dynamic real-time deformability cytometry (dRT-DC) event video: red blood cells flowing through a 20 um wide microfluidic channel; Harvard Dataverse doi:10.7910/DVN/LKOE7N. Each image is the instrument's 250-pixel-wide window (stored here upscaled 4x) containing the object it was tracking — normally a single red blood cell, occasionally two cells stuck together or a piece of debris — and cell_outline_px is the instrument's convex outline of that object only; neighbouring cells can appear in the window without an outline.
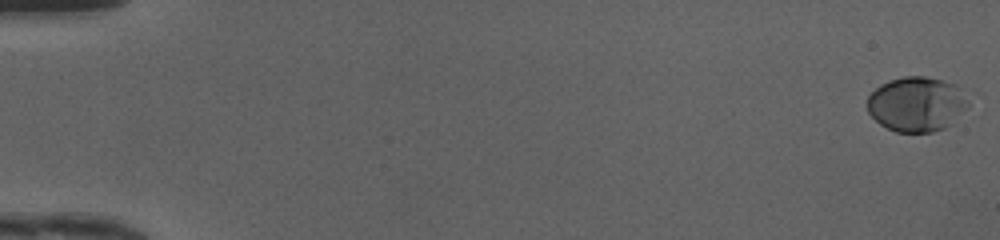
{"species": "human", "species_latin": "Homo sapiens", "temperature_condition": "cold", "stored_images_in_passage": 50, "camera_frame_rate_fps": 3000, "um_per_image_px": 0.085, "donor": {"sex": "female"}, "frame": {"image": 1, "passage_image": 1, "time_ms": 0.0, "image_size_px": [1000, 240], "cell_outline_px": [[968, 108], [952, 124], [944, 128], [932, 132], [896, 132], [880, 124], [868, 112], [868, 96], [880, 84], [888, 80], [904, 76], [924, 76], [956, 84], [968, 96]], "centroid_in_image_um": [77.94, 8.85], "position_along_channel_um": 7.1, "area_um2": 32.48}}
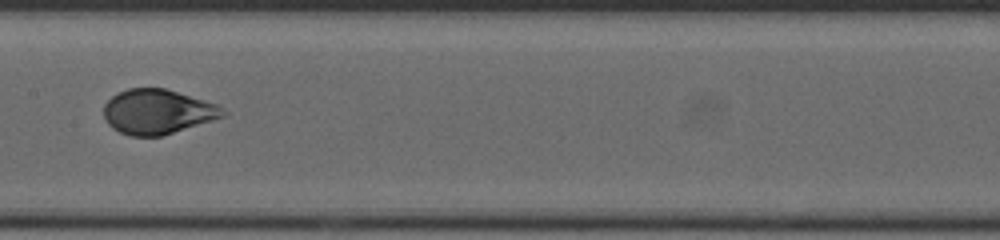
{"frame": {"image": 2, "passage_image": 27, "time_ms": 8.667, "image_size_px": [1000, 240], "cell_outline_px": [[228, 112], [224, 116], [212, 120], [160, 136], [128, 136], [112, 128], [108, 124], [104, 116], [104, 104], [112, 96], [128, 88], [164, 88], [204, 100], [216, 104]], "centroid_in_image_um": [13.36, 9.5], "position_along_channel_um": 194.0, "area_um2": 30.75}}
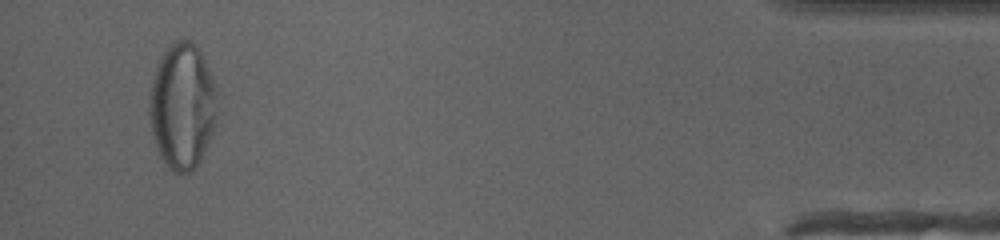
{"frame": {"image": 3, "passage_image": 48, "time_ms": 15.667, "image_size_px": [1000, 240], "cell_outline_px": [[216, 124], [208, 144], [200, 160], [188, 172], [172, 172], [160, 156], [156, 148], [152, 132], [148, 112], [148, 96], [152, 76], [156, 64], [160, 56], [176, 40], [188, 40], [196, 44], [200, 48], [216, 88]], "centroid_in_image_um": [15.47, 8.99], "position_along_channel_um": 419.7, "area_um2": 50.11}, "authors_computed_cell_mechanics": {"area_um2": 31.6455, "velocity_mm_per_s": 4.1838, "shape_relaxation_time_tau1_ms": 3.6612, "shape_relaxation_time_tau2_ms": null, "deformation_change_tau1": 0.1755, "deformation_change_tau2": null}}